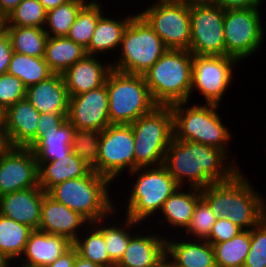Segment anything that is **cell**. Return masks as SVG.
I'll return each mask as SVG.
<instances>
[{"label":"cell","mask_w":266,"mask_h":267,"mask_svg":"<svg viewBox=\"0 0 266 267\" xmlns=\"http://www.w3.org/2000/svg\"><path fill=\"white\" fill-rule=\"evenodd\" d=\"M93 55H85L63 74L69 97L80 95L105 84L109 72L112 70L111 62L103 63Z\"/></svg>","instance_id":"cell-21"},{"label":"cell","mask_w":266,"mask_h":267,"mask_svg":"<svg viewBox=\"0 0 266 267\" xmlns=\"http://www.w3.org/2000/svg\"><path fill=\"white\" fill-rule=\"evenodd\" d=\"M77 256V249L72 245L60 257H58L52 264L46 267H73Z\"/></svg>","instance_id":"cell-47"},{"label":"cell","mask_w":266,"mask_h":267,"mask_svg":"<svg viewBox=\"0 0 266 267\" xmlns=\"http://www.w3.org/2000/svg\"><path fill=\"white\" fill-rule=\"evenodd\" d=\"M11 264L13 265V267H24V266L19 265V264L16 265V263H10V264L7 265V267H12Z\"/></svg>","instance_id":"cell-57"},{"label":"cell","mask_w":266,"mask_h":267,"mask_svg":"<svg viewBox=\"0 0 266 267\" xmlns=\"http://www.w3.org/2000/svg\"><path fill=\"white\" fill-rule=\"evenodd\" d=\"M170 267H176V266H174V265L170 262Z\"/></svg>","instance_id":"cell-58"},{"label":"cell","mask_w":266,"mask_h":267,"mask_svg":"<svg viewBox=\"0 0 266 267\" xmlns=\"http://www.w3.org/2000/svg\"><path fill=\"white\" fill-rule=\"evenodd\" d=\"M166 237V258L176 267H217L212 245L206 240ZM185 238V239H184Z\"/></svg>","instance_id":"cell-24"},{"label":"cell","mask_w":266,"mask_h":267,"mask_svg":"<svg viewBox=\"0 0 266 267\" xmlns=\"http://www.w3.org/2000/svg\"><path fill=\"white\" fill-rule=\"evenodd\" d=\"M32 231L29 226L0 214V256L7 264L20 259Z\"/></svg>","instance_id":"cell-31"},{"label":"cell","mask_w":266,"mask_h":267,"mask_svg":"<svg viewBox=\"0 0 266 267\" xmlns=\"http://www.w3.org/2000/svg\"><path fill=\"white\" fill-rule=\"evenodd\" d=\"M103 14L95 27L89 46L85 49L87 55L100 56L110 52L119 51L125 28L135 14L127 17H111ZM109 16V17H107ZM116 18L118 20H116ZM98 54V55H97ZM103 54V55H101Z\"/></svg>","instance_id":"cell-27"},{"label":"cell","mask_w":266,"mask_h":267,"mask_svg":"<svg viewBox=\"0 0 266 267\" xmlns=\"http://www.w3.org/2000/svg\"><path fill=\"white\" fill-rule=\"evenodd\" d=\"M229 158L215 147L173 137L163 165L179 186L202 189L214 182L227 181L240 170L236 159Z\"/></svg>","instance_id":"cell-1"},{"label":"cell","mask_w":266,"mask_h":267,"mask_svg":"<svg viewBox=\"0 0 266 267\" xmlns=\"http://www.w3.org/2000/svg\"><path fill=\"white\" fill-rule=\"evenodd\" d=\"M138 231L130 238L115 267H155L166 257V235L162 236L156 232L146 234V230Z\"/></svg>","instance_id":"cell-20"},{"label":"cell","mask_w":266,"mask_h":267,"mask_svg":"<svg viewBox=\"0 0 266 267\" xmlns=\"http://www.w3.org/2000/svg\"><path fill=\"white\" fill-rule=\"evenodd\" d=\"M128 174L134 175L135 180L130 182V195L125 203L126 210L122 212L139 223L155 214L157 217L164 202L179 187L164 165L137 168Z\"/></svg>","instance_id":"cell-6"},{"label":"cell","mask_w":266,"mask_h":267,"mask_svg":"<svg viewBox=\"0 0 266 267\" xmlns=\"http://www.w3.org/2000/svg\"><path fill=\"white\" fill-rule=\"evenodd\" d=\"M26 90L27 87L16 76L0 75V105L5 109L26 98Z\"/></svg>","instance_id":"cell-42"},{"label":"cell","mask_w":266,"mask_h":267,"mask_svg":"<svg viewBox=\"0 0 266 267\" xmlns=\"http://www.w3.org/2000/svg\"><path fill=\"white\" fill-rule=\"evenodd\" d=\"M102 2L88 1L79 11L67 37L84 49L89 46L99 18L104 14Z\"/></svg>","instance_id":"cell-36"},{"label":"cell","mask_w":266,"mask_h":267,"mask_svg":"<svg viewBox=\"0 0 266 267\" xmlns=\"http://www.w3.org/2000/svg\"><path fill=\"white\" fill-rule=\"evenodd\" d=\"M88 224L90 222L80 213L54 200L47 193L43 197L38 230L64 236L73 243L83 231L82 227L86 228Z\"/></svg>","instance_id":"cell-17"},{"label":"cell","mask_w":266,"mask_h":267,"mask_svg":"<svg viewBox=\"0 0 266 267\" xmlns=\"http://www.w3.org/2000/svg\"><path fill=\"white\" fill-rule=\"evenodd\" d=\"M7 73L19 78L26 87L38 84L54 74L43 57L17 52H14L11 57Z\"/></svg>","instance_id":"cell-33"},{"label":"cell","mask_w":266,"mask_h":267,"mask_svg":"<svg viewBox=\"0 0 266 267\" xmlns=\"http://www.w3.org/2000/svg\"><path fill=\"white\" fill-rule=\"evenodd\" d=\"M101 131L76 129L73 132L72 151L96 172Z\"/></svg>","instance_id":"cell-38"},{"label":"cell","mask_w":266,"mask_h":267,"mask_svg":"<svg viewBox=\"0 0 266 267\" xmlns=\"http://www.w3.org/2000/svg\"><path fill=\"white\" fill-rule=\"evenodd\" d=\"M47 11L38 0H22L7 16L5 26L45 27Z\"/></svg>","instance_id":"cell-39"},{"label":"cell","mask_w":266,"mask_h":267,"mask_svg":"<svg viewBox=\"0 0 266 267\" xmlns=\"http://www.w3.org/2000/svg\"><path fill=\"white\" fill-rule=\"evenodd\" d=\"M9 147L4 129H0V155Z\"/></svg>","instance_id":"cell-52"},{"label":"cell","mask_w":266,"mask_h":267,"mask_svg":"<svg viewBox=\"0 0 266 267\" xmlns=\"http://www.w3.org/2000/svg\"><path fill=\"white\" fill-rule=\"evenodd\" d=\"M154 3V4H153ZM138 14L163 41L168 50H189L191 23L189 6L155 0Z\"/></svg>","instance_id":"cell-11"},{"label":"cell","mask_w":266,"mask_h":267,"mask_svg":"<svg viewBox=\"0 0 266 267\" xmlns=\"http://www.w3.org/2000/svg\"><path fill=\"white\" fill-rule=\"evenodd\" d=\"M14 51L6 30L0 31V75L7 73Z\"/></svg>","instance_id":"cell-45"},{"label":"cell","mask_w":266,"mask_h":267,"mask_svg":"<svg viewBox=\"0 0 266 267\" xmlns=\"http://www.w3.org/2000/svg\"><path fill=\"white\" fill-rule=\"evenodd\" d=\"M251 244L243 267H266V216L250 229Z\"/></svg>","instance_id":"cell-41"},{"label":"cell","mask_w":266,"mask_h":267,"mask_svg":"<svg viewBox=\"0 0 266 267\" xmlns=\"http://www.w3.org/2000/svg\"><path fill=\"white\" fill-rule=\"evenodd\" d=\"M251 244L250 230L228 241L212 245L217 267H243Z\"/></svg>","instance_id":"cell-35"},{"label":"cell","mask_w":266,"mask_h":267,"mask_svg":"<svg viewBox=\"0 0 266 267\" xmlns=\"http://www.w3.org/2000/svg\"><path fill=\"white\" fill-rule=\"evenodd\" d=\"M243 173L240 169L227 181L211 183L201 189V196L217 219L227 218L250 230L266 216V198Z\"/></svg>","instance_id":"cell-2"},{"label":"cell","mask_w":266,"mask_h":267,"mask_svg":"<svg viewBox=\"0 0 266 267\" xmlns=\"http://www.w3.org/2000/svg\"><path fill=\"white\" fill-rule=\"evenodd\" d=\"M44 192L40 187L7 193L0 196V214L38 230Z\"/></svg>","instance_id":"cell-19"},{"label":"cell","mask_w":266,"mask_h":267,"mask_svg":"<svg viewBox=\"0 0 266 267\" xmlns=\"http://www.w3.org/2000/svg\"><path fill=\"white\" fill-rule=\"evenodd\" d=\"M164 1L168 3H172V4H184L187 6H192V5H198L206 1H210V0H164Z\"/></svg>","instance_id":"cell-51"},{"label":"cell","mask_w":266,"mask_h":267,"mask_svg":"<svg viewBox=\"0 0 266 267\" xmlns=\"http://www.w3.org/2000/svg\"><path fill=\"white\" fill-rule=\"evenodd\" d=\"M38 1L42 4V6L46 11H49L53 8L58 7L59 5L67 3L70 0H38Z\"/></svg>","instance_id":"cell-49"},{"label":"cell","mask_w":266,"mask_h":267,"mask_svg":"<svg viewBox=\"0 0 266 267\" xmlns=\"http://www.w3.org/2000/svg\"><path fill=\"white\" fill-rule=\"evenodd\" d=\"M7 263L4 261V259L0 256V267H7Z\"/></svg>","instance_id":"cell-56"},{"label":"cell","mask_w":266,"mask_h":267,"mask_svg":"<svg viewBox=\"0 0 266 267\" xmlns=\"http://www.w3.org/2000/svg\"><path fill=\"white\" fill-rule=\"evenodd\" d=\"M67 120L76 129L104 130L110 125L106 84L76 96H70Z\"/></svg>","instance_id":"cell-16"},{"label":"cell","mask_w":266,"mask_h":267,"mask_svg":"<svg viewBox=\"0 0 266 267\" xmlns=\"http://www.w3.org/2000/svg\"><path fill=\"white\" fill-rule=\"evenodd\" d=\"M67 120V114L41 113L37 123V140L45 131L57 130Z\"/></svg>","instance_id":"cell-44"},{"label":"cell","mask_w":266,"mask_h":267,"mask_svg":"<svg viewBox=\"0 0 266 267\" xmlns=\"http://www.w3.org/2000/svg\"><path fill=\"white\" fill-rule=\"evenodd\" d=\"M167 50L158 34L136 13L124 30L120 56L110 62L119 72L143 75Z\"/></svg>","instance_id":"cell-8"},{"label":"cell","mask_w":266,"mask_h":267,"mask_svg":"<svg viewBox=\"0 0 266 267\" xmlns=\"http://www.w3.org/2000/svg\"><path fill=\"white\" fill-rule=\"evenodd\" d=\"M134 135L135 169L164 164L168 146L174 137L170 105H157L131 124Z\"/></svg>","instance_id":"cell-7"},{"label":"cell","mask_w":266,"mask_h":267,"mask_svg":"<svg viewBox=\"0 0 266 267\" xmlns=\"http://www.w3.org/2000/svg\"><path fill=\"white\" fill-rule=\"evenodd\" d=\"M73 243L64 236L33 230L23 255L16 264L24 267H46L67 251Z\"/></svg>","instance_id":"cell-22"},{"label":"cell","mask_w":266,"mask_h":267,"mask_svg":"<svg viewBox=\"0 0 266 267\" xmlns=\"http://www.w3.org/2000/svg\"><path fill=\"white\" fill-rule=\"evenodd\" d=\"M116 212L118 211L115 209L110 215H108V217L94 222V224L103 232L108 256L115 265L122 258L130 238L134 235L133 233L136 229L135 227H142L141 223L136 222L127 216L123 219V221L125 220L123 223H117L116 221H113V223L109 222V219L112 218L111 216ZM107 218L108 220H106Z\"/></svg>","instance_id":"cell-29"},{"label":"cell","mask_w":266,"mask_h":267,"mask_svg":"<svg viewBox=\"0 0 266 267\" xmlns=\"http://www.w3.org/2000/svg\"><path fill=\"white\" fill-rule=\"evenodd\" d=\"M243 231L227 218H219L212 227L209 237L206 239L211 245L228 241Z\"/></svg>","instance_id":"cell-43"},{"label":"cell","mask_w":266,"mask_h":267,"mask_svg":"<svg viewBox=\"0 0 266 267\" xmlns=\"http://www.w3.org/2000/svg\"><path fill=\"white\" fill-rule=\"evenodd\" d=\"M38 186V164L30 148L8 147L0 155V196Z\"/></svg>","instance_id":"cell-15"},{"label":"cell","mask_w":266,"mask_h":267,"mask_svg":"<svg viewBox=\"0 0 266 267\" xmlns=\"http://www.w3.org/2000/svg\"><path fill=\"white\" fill-rule=\"evenodd\" d=\"M125 170H135L133 130L131 124H110L101 131L96 172L115 183Z\"/></svg>","instance_id":"cell-12"},{"label":"cell","mask_w":266,"mask_h":267,"mask_svg":"<svg viewBox=\"0 0 266 267\" xmlns=\"http://www.w3.org/2000/svg\"><path fill=\"white\" fill-rule=\"evenodd\" d=\"M26 98L39 113L67 114L69 94L62 74L27 87Z\"/></svg>","instance_id":"cell-23"},{"label":"cell","mask_w":266,"mask_h":267,"mask_svg":"<svg viewBox=\"0 0 266 267\" xmlns=\"http://www.w3.org/2000/svg\"><path fill=\"white\" fill-rule=\"evenodd\" d=\"M260 8L229 9L224 16L225 56L246 60L260 50L264 43Z\"/></svg>","instance_id":"cell-10"},{"label":"cell","mask_w":266,"mask_h":267,"mask_svg":"<svg viewBox=\"0 0 266 267\" xmlns=\"http://www.w3.org/2000/svg\"><path fill=\"white\" fill-rule=\"evenodd\" d=\"M110 184L113 183L107 177L91 170L84 177L69 179L53 186L47 194L94 223L117 209L109 193Z\"/></svg>","instance_id":"cell-5"},{"label":"cell","mask_w":266,"mask_h":267,"mask_svg":"<svg viewBox=\"0 0 266 267\" xmlns=\"http://www.w3.org/2000/svg\"><path fill=\"white\" fill-rule=\"evenodd\" d=\"M178 102L170 105L173 113L174 138L215 147L228 157L232 133L222 122L219 104Z\"/></svg>","instance_id":"cell-3"},{"label":"cell","mask_w":266,"mask_h":267,"mask_svg":"<svg viewBox=\"0 0 266 267\" xmlns=\"http://www.w3.org/2000/svg\"><path fill=\"white\" fill-rule=\"evenodd\" d=\"M40 115L27 98L6 108L4 132L9 147L30 148L37 141Z\"/></svg>","instance_id":"cell-18"},{"label":"cell","mask_w":266,"mask_h":267,"mask_svg":"<svg viewBox=\"0 0 266 267\" xmlns=\"http://www.w3.org/2000/svg\"><path fill=\"white\" fill-rule=\"evenodd\" d=\"M87 2V0H70L47 11L44 30L48 37L67 36L80 9Z\"/></svg>","instance_id":"cell-37"},{"label":"cell","mask_w":266,"mask_h":267,"mask_svg":"<svg viewBox=\"0 0 266 267\" xmlns=\"http://www.w3.org/2000/svg\"><path fill=\"white\" fill-rule=\"evenodd\" d=\"M155 267H170V261L165 257L160 263Z\"/></svg>","instance_id":"cell-54"},{"label":"cell","mask_w":266,"mask_h":267,"mask_svg":"<svg viewBox=\"0 0 266 267\" xmlns=\"http://www.w3.org/2000/svg\"><path fill=\"white\" fill-rule=\"evenodd\" d=\"M239 61L231 56L193 55L192 85L190 97L195 90L204 97L206 104H220L230 88L235 67Z\"/></svg>","instance_id":"cell-14"},{"label":"cell","mask_w":266,"mask_h":267,"mask_svg":"<svg viewBox=\"0 0 266 267\" xmlns=\"http://www.w3.org/2000/svg\"><path fill=\"white\" fill-rule=\"evenodd\" d=\"M14 52L43 57L48 35L44 28L31 26H5Z\"/></svg>","instance_id":"cell-32"},{"label":"cell","mask_w":266,"mask_h":267,"mask_svg":"<svg viewBox=\"0 0 266 267\" xmlns=\"http://www.w3.org/2000/svg\"><path fill=\"white\" fill-rule=\"evenodd\" d=\"M86 55L85 49L67 36L48 37L44 60L54 74H63Z\"/></svg>","instance_id":"cell-30"},{"label":"cell","mask_w":266,"mask_h":267,"mask_svg":"<svg viewBox=\"0 0 266 267\" xmlns=\"http://www.w3.org/2000/svg\"><path fill=\"white\" fill-rule=\"evenodd\" d=\"M38 186L48 192L53 186L66 180L86 176L92 168L71 151L58 160L37 162Z\"/></svg>","instance_id":"cell-25"},{"label":"cell","mask_w":266,"mask_h":267,"mask_svg":"<svg viewBox=\"0 0 266 267\" xmlns=\"http://www.w3.org/2000/svg\"><path fill=\"white\" fill-rule=\"evenodd\" d=\"M193 54L189 50H167L144 74L157 105L190 102Z\"/></svg>","instance_id":"cell-4"},{"label":"cell","mask_w":266,"mask_h":267,"mask_svg":"<svg viewBox=\"0 0 266 267\" xmlns=\"http://www.w3.org/2000/svg\"><path fill=\"white\" fill-rule=\"evenodd\" d=\"M73 267H101L99 264L91 262L81 257L78 252Z\"/></svg>","instance_id":"cell-50"},{"label":"cell","mask_w":266,"mask_h":267,"mask_svg":"<svg viewBox=\"0 0 266 267\" xmlns=\"http://www.w3.org/2000/svg\"><path fill=\"white\" fill-rule=\"evenodd\" d=\"M5 115H6V109L0 105V129H4Z\"/></svg>","instance_id":"cell-53"},{"label":"cell","mask_w":266,"mask_h":267,"mask_svg":"<svg viewBox=\"0 0 266 267\" xmlns=\"http://www.w3.org/2000/svg\"><path fill=\"white\" fill-rule=\"evenodd\" d=\"M224 10L260 8L263 0H210Z\"/></svg>","instance_id":"cell-46"},{"label":"cell","mask_w":266,"mask_h":267,"mask_svg":"<svg viewBox=\"0 0 266 267\" xmlns=\"http://www.w3.org/2000/svg\"><path fill=\"white\" fill-rule=\"evenodd\" d=\"M21 1L22 0H0V13L7 18Z\"/></svg>","instance_id":"cell-48"},{"label":"cell","mask_w":266,"mask_h":267,"mask_svg":"<svg viewBox=\"0 0 266 267\" xmlns=\"http://www.w3.org/2000/svg\"><path fill=\"white\" fill-rule=\"evenodd\" d=\"M191 43L189 51L200 56H225V10L211 1L189 6Z\"/></svg>","instance_id":"cell-13"},{"label":"cell","mask_w":266,"mask_h":267,"mask_svg":"<svg viewBox=\"0 0 266 267\" xmlns=\"http://www.w3.org/2000/svg\"><path fill=\"white\" fill-rule=\"evenodd\" d=\"M217 221L210 205L201 198L194 209L193 216L188 228L185 230L186 238L206 240L212 230L213 225Z\"/></svg>","instance_id":"cell-40"},{"label":"cell","mask_w":266,"mask_h":267,"mask_svg":"<svg viewBox=\"0 0 266 267\" xmlns=\"http://www.w3.org/2000/svg\"><path fill=\"white\" fill-rule=\"evenodd\" d=\"M105 84L110 124H132L157 106L143 75L127 74L112 69Z\"/></svg>","instance_id":"cell-9"},{"label":"cell","mask_w":266,"mask_h":267,"mask_svg":"<svg viewBox=\"0 0 266 267\" xmlns=\"http://www.w3.org/2000/svg\"><path fill=\"white\" fill-rule=\"evenodd\" d=\"M75 127L66 120L57 130L45 133L30 147L37 162L58 160L72 151Z\"/></svg>","instance_id":"cell-28"},{"label":"cell","mask_w":266,"mask_h":267,"mask_svg":"<svg viewBox=\"0 0 266 267\" xmlns=\"http://www.w3.org/2000/svg\"><path fill=\"white\" fill-rule=\"evenodd\" d=\"M183 190L182 186L170 195L164 202L163 207L159 214L162 224L174 228V230H182V234L188 228L191 218L194 213L197 202L202 198L201 189L196 187H189ZM188 189V190H187ZM176 228V229H175Z\"/></svg>","instance_id":"cell-26"},{"label":"cell","mask_w":266,"mask_h":267,"mask_svg":"<svg viewBox=\"0 0 266 267\" xmlns=\"http://www.w3.org/2000/svg\"><path fill=\"white\" fill-rule=\"evenodd\" d=\"M86 228L80 233L82 236L79 235L73 242L78 254L101 267H115L108 256L103 232L94 223L88 224Z\"/></svg>","instance_id":"cell-34"},{"label":"cell","mask_w":266,"mask_h":267,"mask_svg":"<svg viewBox=\"0 0 266 267\" xmlns=\"http://www.w3.org/2000/svg\"><path fill=\"white\" fill-rule=\"evenodd\" d=\"M6 18L0 13V31L5 29Z\"/></svg>","instance_id":"cell-55"}]
</instances>
